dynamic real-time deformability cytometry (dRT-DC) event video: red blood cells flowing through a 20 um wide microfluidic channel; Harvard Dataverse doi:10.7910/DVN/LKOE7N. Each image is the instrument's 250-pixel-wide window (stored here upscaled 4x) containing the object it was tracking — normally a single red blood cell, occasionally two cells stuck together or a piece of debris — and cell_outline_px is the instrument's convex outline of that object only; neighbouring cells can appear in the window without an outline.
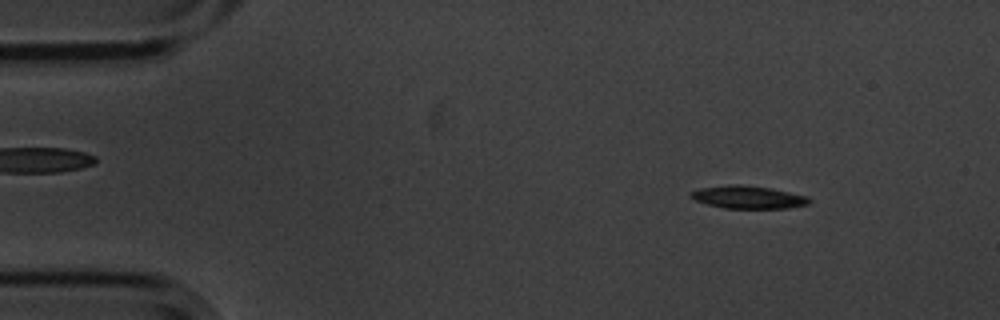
{"species": "common noctule bat (a hibernating species)", "species_latin": "Nyctalus noctula", "temperature_condition": "cold", "stored_images_in_passage": 55, "camera_frame_rate_fps": 3000, "um_per_image_px": 0.085, "animal": {"sex": "male", "body_mass_g": 20.1, "forearm_length_mm": 53.5}, "frame": {"image": 1, "passage_image": 6, "time_ms": 1.667, "image_size_px": [1000, 320], "cell_outline_px": [[812, 200], [808, 204], [788, 208], [724, 208], [708, 204], [696, 200], [692, 196], [692, 192], [700, 188], [728, 184], [740, 184], [772, 188], [804, 196]], "centroid_in_image_um": [63.61, 16.75], "position_along_channel_um": 21.4, "area_um2": 15.43}}
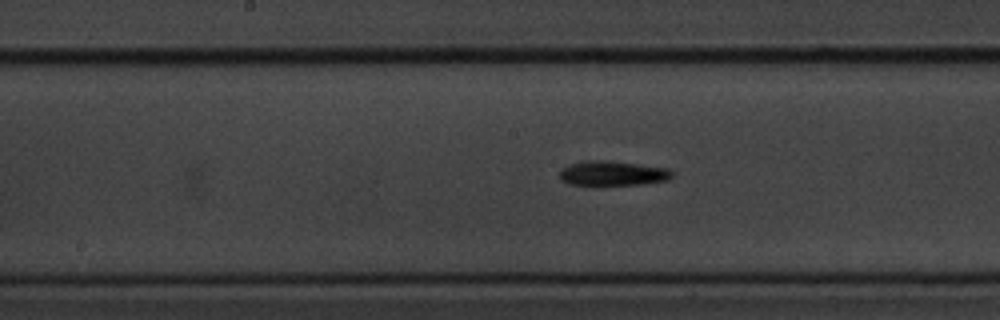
{"frame": {"image": 2, "passage_image": 27, "time_ms": 8.667, "image_size_px": [1000, 320], "cell_outline_px": [[672, 176], [668, 180], [644, 184], [596, 188], [568, 184], [560, 180], [560, 168], [568, 164], [580, 160], [608, 160], [668, 168], [672, 172]], "centroid_in_image_um": [51.98, 14.77], "position_along_channel_um": 196.2, "area_um2": 17.34}}
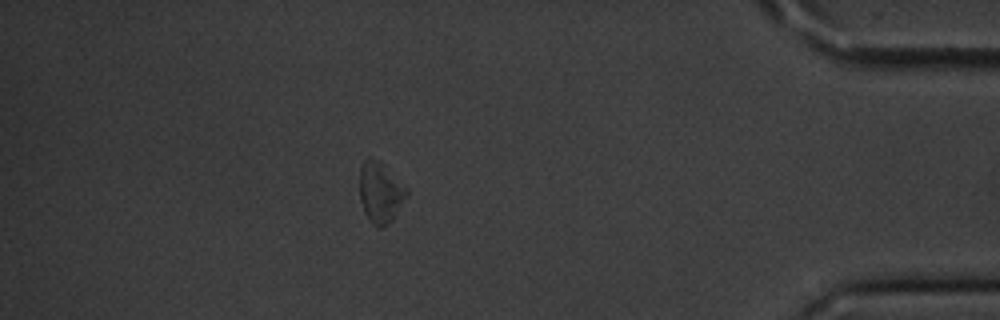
{"frame": {"image": 3, "passage_image": 48, "time_ms": 15.667, "image_size_px": [1000, 320], "cell_outline_px": [[408, 196], [392, 220], [380, 228], [372, 224], [364, 212], [360, 200], [360, 168], [364, 160], [368, 156], [372, 156], [380, 160], [408, 188]], "centroid_in_image_um": [32.34, 16.31], "position_along_channel_um": 402.9, "area_um2": 16.94}}